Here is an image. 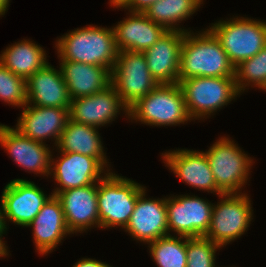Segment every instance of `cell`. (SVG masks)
<instances>
[{
  "label": "cell",
  "mask_w": 266,
  "mask_h": 267,
  "mask_svg": "<svg viewBox=\"0 0 266 267\" xmlns=\"http://www.w3.org/2000/svg\"><path fill=\"white\" fill-rule=\"evenodd\" d=\"M197 32L183 37L178 83L193 77H235V67L216 37L208 28Z\"/></svg>",
  "instance_id": "cell-1"
},
{
  "label": "cell",
  "mask_w": 266,
  "mask_h": 267,
  "mask_svg": "<svg viewBox=\"0 0 266 267\" xmlns=\"http://www.w3.org/2000/svg\"><path fill=\"white\" fill-rule=\"evenodd\" d=\"M58 59L114 68L118 50L114 31L108 27L89 25L74 29L55 42Z\"/></svg>",
  "instance_id": "cell-2"
},
{
  "label": "cell",
  "mask_w": 266,
  "mask_h": 267,
  "mask_svg": "<svg viewBox=\"0 0 266 267\" xmlns=\"http://www.w3.org/2000/svg\"><path fill=\"white\" fill-rule=\"evenodd\" d=\"M150 126H177L192 121L179 83L158 84L128 109V120Z\"/></svg>",
  "instance_id": "cell-3"
},
{
  "label": "cell",
  "mask_w": 266,
  "mask_h": 267,
  "mask_svg": "<svg viewBox=\"0 0 266 267\" xmlns=\"http://www.w3.org/2000/svg\"><path fill=\"white\" fill-rule=\"evenodd\" d=\"M146 189L130 178L108 172L98 182L97 202L99 228L125 229L138 196Z\"/></svg>",
  "instance_id": "cell-4"
},
{
  "label": "cell",
  "mask_w": 266,
  "mask_h": 267,
  "mask_svg": "<svg viewBox=\"0 0 266 267\" xmlns=\"http://www.w3.org/2000/svg\"><path fill=\"white\" fill-rule=\"evenodd\" d=\"M208 30L219 41L234 67L255 56L266 45V20L233 16L212 23Z\"/></svg>",
  "instance_id": "cell-5"
},
{
  "label": "cell",
  "mask_w": 266,
  "mask_h": 267,
  "mask_svg": "<svg viewBox=\"0 0 266 267\" xmlns=\"http://www.w3.org/2000/svg\"><path fill=\"white\" fill-rule=\"evenodd\" d=\"M179 85L194 121L209 118L240 96L235 77H193L182 80Z\"/></svg>",
  "instance_id": "cell-6"
},
{
  "label": "cell",
  "mask_w": 266,
  "mask_h": 267,
  "mask_svg": "<svg viewBox=\"0 0 266 267\" xmlns=\"http://www.w3.org/2000/svg\"><path fill=\"white\" fill-rule=\"evenodd\" d=\"M219 137L208 151H205L217 187L224 193H242L255 163L234 140Z\"/></svg>",
  "instance_id": "cell-7"
},
{
  "label": "cell",
  "mask_w": 266,
  "mask_h": 267,
  "mask_svg": "<svg viewBox=\"0 0 266 267\" xmlns=\"http://www.w3.org/2000/svg\"><path fill=\"white\" fill-rule=\"evenodd\" d=\"M248 195V193L219 195L220 200L213 205L210 226L204 237L224 247L244 235L254 214Z\"/></svg>",
  "instance_id": "cell-8"
},
{
  "label": "cell",
  "mask_w": 266,
  "mask_h": 267,
  "mask_svg": "<svg viewBox=\"0 0 266 267\" xmlns=\"http://www.w3.org/2000/svg\"><path fill=\"white\" fill-rule=\"evenodd\" d=\"M111 85L123 104L129 109L157 85L152 77L143 52L118 51L114 68L111 70Z\"/></svg>",
  "instance_id": "cell-9"
},
{
  "label": "cell",
  "mask_w": 266,
  "mask_h": 267,
  "mask_svg": "<svg viewBox=\"0 0 266 267\" xmlns=\"http://www.w3.org/2000/svg\"><path fill=\"white\" fill-rule=\"evenodd\" d=\"M213 203L195 195H173L166 197L169 235L202 237L207 233Z\"/></svg>",
  "instance_id": "cell-10"
},
{
  "label": "cell",
  "mask_w": 266,
  "mask_h": 267,
  "mask_svg": "<svg viewBox=\"0 0 266 267\" xmlns=\"http://www.w3.org/2000/svg\"><path fill=\"white\" fill-rule=\"evenodd\" d=\"M52 195L47 196L33 181L18 178L8 182L0 199L6 227V221L27 227Z\"/></svg>",
  "instance_id": "cell-11"
},
{
  "label": "cell",
  "mask_w": 266,
  "mask_h": 267,
  "mask_svg": "<svg viewBox=\"0 0 266 267\" xmlns=\"http://www.w3.org/2000/svg\"><path fill=\"white\" fill-rule=\"evenodd\" d=\"M60 157H51L52 176L58 187L53 189V195L70 188L89 186L99 182L109 171L91 156L79 153L58 151Z\"/></svg>",
  "instance_id": "cell-12"
},
{
  "label": "cell",
  "mask_w": 266,
  "mask_h": 267,
  "mask_svg": "<svg viewBox=\"0 0 266 267\" xmlns=\"http://www.w3.org/2000/svg\"><path fill=\"white\" fill-rule=\"evenodd\" d=\"M161 156L165 166L183 183L208 193H216L218 196L224 194L216 185L204 151L176 149L166 151Z\"/></svg>",
  "instance_id": "cell-13"
},
{
  "label": "cell",
  "mask_w": 266,
  "mask_h": 267,
  "mask_svg": "<svg viewBox=\"0 0 266 267\" xmlns=\"http://www.w3.org/2000/svg\"><path fill=\"white\" fill-rule=\"evenodd\" d=\"M122 112L128 118V108L112 85L90 96L71 100L69 119L96 128L110 124ZM120 112V113H119Z\"/></svg>",
  "instance_id": "cell-14"
},
{
  "label": "cell",
  "mask_w": 266,
  "mask_h": 267,
  "mask_svg": "<svg viewBox=\"0 0 266 267\" xmlns=\"http://www.w3.org/2000/svg\"><path fill=\"white\" fill-rule=\"evenodd\" d=\"M0 145L26 172L49 177L53 154L48 144L32 140L14 127L0 124Z\"/></svg>",
  "instance_id": "cell-15"
},
{
  "label": "cell",
  "mask_w": 266,
  "mask_h": 267,
  "mask_svg": "<svg viewBox=\"0 0 266 267\" xmlns=\"http://www.w3.org/2000/svg\"><path fill=\"white\" fill-rule=\"evenodd\" d=\"M124 231L137 242L146 244L169 235L166 197L147 198L146 189L138 196Z\"/></svg>",
  "instance_id": "cell-16"
},
{
  "label": "cell",
  "mask_w": 266,
  "mask_h": 267,
  "mask_svg": "<svg viewBox=\"0 0 266 267\" xmlns=\"http://www.w3.org/2000/svg\"><path fill=\"white\" fill-rule=\"evenodd\" d=\"M97 192L98 182L56 194L71 234L84 233L93 227L99 228Z\"/></svg>",
  "instance_id": "cell-17"
},
{
  "label": "cell",
  "mask_w": 266,
  "mask_h": 267,
  "mask_svg": "<svg viewBox=\"0 0 266 267\" xmlns=\"http://www.w3.org/2000/svg\"><path fill=\"white\" fill-rule=\"evenodd\" d=\"M18 118L16 127L22 135L45 143L53 139L57 145L69 119L70 108L37 107L26 104Z\"/></svg>",
  "instance_id": "cell-18"
},
{
  "label": "cell",
  "mask_w": 266,
  "mask_h": 267,
  "mask_svg": "<svg viewBox=\"0 0 266 267\" xmlns=\"http://www.w3.org/2000/svg\"><path fill=\"white\" fill-rule=\"evenodd\" d=\"M184 35L183 31L167 30L143 52L149 71L158 84L178 83Z\"/></svg>",
  "instance_id": "cell-19"
},
{
  "label": "cell",
  "mask_w": 266,
  "mask_h": 267,
  "mask_svg": "<svg viewBox=\"0 0 266 267\" xmlns=\"http://www.w3.org/2000/svg\"><path fill=\"white\" fill-rule=\"evenodd\" d=\"M27 104L37 107L70 108L71 99L61 69L49 62L26 79Z\"/></svg>",
  "instance_id": "cell-20"
},
{
  "label": "cell",
  "mask_w": 266,
  "mask_h": 267,
  "mask_svg": "<svg viewBox=\"0 0 266 267\" xmlns=\"http://www.w3.org/2000/svg\"><path fill=\"white\" fill-rule=\"evenodd\" d=\"M32 227L33 240L39 255H46L58 247L70 231L66 225L62 205L56 195H52L40 212L27 226Z\"/></svg>",
  "instance_id": "cell-21"
},
{
  "label": "cell",
  "mask_w": 266,
  "mask_h": 267,
  "mask_svg": "<svg viewBox=\"0 0 266 267\" xmlns=\"http://www.w3.org/2000/svg\"><path fill=\"white\" fill-rule=\"evenodd\" d=\"M128 13L127 18L112 27L118 51L144 52L167 31L162 25L150 20L145 13Z\"/></svg>",
  "instance_id": "cell-22"
},
{
  "label": "cell",
  "mask_w": 266,
  "mask_h": 267,
  "mask_svg": "<svg viewBox=\"0 0 266 267\" xmlns=\"http://www.w3.org/2000/svg\"><path fill=\"white\" fill-rule=\"evenodd\" d=\"M59 63L71 100L90 96L111 85V71L104 66L63 59Z\"/></svg>",
  "instance_id": "cell-23"
},
{
  "label": "cell",
  "mask_w": 266,
  "mask_h": 267,
  "mask_svg": "<svg viewBox=\"0 0 266 267\" xmlns=\"http://www.w3.org/2000/svg\"><path fill=\"white\" fill-rule=\"evenodd\" d=\"M97 129L68 119L55 148L61 152L79 153L96 158L110 172L112 170L108 168L110 164Z\"/></svg>",
  "instance_id": "cell-24"
},
{
  "label": "cell",
  "mask_w": 266,
  "mask_h": 267,
  "mask_svg": "<svg viewBox=\"0 0 266 267\" xmlns=\"http://www.w3.org/2000/svg\"><path fill=\"white\" fill-rule=\"evenodd\" d=\"M2 51L0 62L25 80L48 63L46 51L29 39L15 42Z\"/></svg>",
  "instance_id": "cell-25"
},
{
  "label": "cell",
  "mask_w": 266,
  "mask_h": 267,
  "mask_svg": "<svg viewBox=\"0 0 266 267\" xmlns=\"http://www.w3.org/2000/svg\"><path fill=\"white\" fill-rule=\"evenodd\" d=\"M202 4L203 0H159L152 4L145 14L166 30L188 32L191 30L178 25L196 13Z\"/></svg>",
  "instance_id": "cell-26"
},
{
  "label": "cell",
  "mask_w": 266,
  "mask_h": 267,
  "mask_svg": "<svg viewBox=\"0 0 266 267\" xmlns=\"http://www.w3.org/2000/svg\"><path fill=\"white\" fill-rule=\"evenodd\" d=\"M148 250L157 267H186V237L166 235L148 243Z\"/></svg>",
  "instance_id": "cell-27"
},
{
  "label": "cell",
  "mask_w": 266,
  "mask_h": 267,
  "mask_svg": "<svg viewBox=\"0 0 266 267\" xmlns=\"http://www.w3.org/2000/svg\"><path fill=\"white\" fill-rule=\"evenodd\" d=\"M235 81L240 94L250 85L266 91V45L255 56L235 67Z\"/></svg>",
  "instance_id": "cell-28"
},
{
  "label": "cell",
  "mask_w": 266,
  "mask_h": 267,
  "mask_svg": "<svg viewBox=\"0 0 266 267\" xmlns=\"http://www.w3.org/2000/svg\"><path fill=\"white\" fill-rule=\"evenodd\" d=\"M0 100L14 107L27 104L26 80L17 76L0 62Z\"/></svg>",
  "instance_id": "cell-29"
},
{
  "label": "cell",
  "mask_w": 266,
  "mask_h": 267,
  "mask_svg": "<svg viewBox=\"0 0 266 267\" xmlns=\"http://www.w3.org/2000/svg\"><path fill=\"white\" fill-rule=\"evenodd\" d=\"M222 249L211 239L202 237H186V267H217L216 251Z\"/></svg>",
  "instance_id": "cell-30"
},
{
  "label": "cell",
  "mask_w": 266,
  "mask_h": 267,
  "mask_svg": "<svg viewBox=\"0 0 266 267\" xmlns=\"http://www.w3.org/2000/svg\"><path fill=\"white\" fill-rule=\"evenodd\" d=\"M159 0H131L124 9L131 12L145 13L148 8Z\"/></svg>",
  "instance_id": "cell-31"
},
{
  "label": "cell",
  "mask_w": 266,
  "mask_h": 267,
  "mask_svg": "<svg viewBox=\"0 0 266 267\" xmlns=\"http://www.w3.org/2000/svg\"><path fill=\"white\" fill-rule=\"evenodd\" d=\"M72 267H112L108 263H104L92 258H82Z\"/></svg>",
  "instance_id": "cell-32"
},
{
  "label": "cell",
  "mask_w": 266,
  "mask_h": 267,
  "mask_svg": "<svg viewBox=\"0 0 266 267\" xmlns=\"http://www.w3.org/2000/svg\"><path fill=\"white\" fill-rule=\"evenodd\" d=\"M3 234H6V233H0V257H7L8 254H9V250H8V246L6 245L5 241H3Z\"/></svg>",
  "instance_id": "cell-33"
},
{
  "label": "cell",
  "mask_w": 266,
  "mask_h": 267,
  "mask_svg": "<svg viewBox=\"0 0 266 267\" xmlns=\"http://www.w3.org/2000/svg\"><path fill=\"white\" fill-rule=\"evenodd\" d=\"M110 2V6L114 7V8H117L118 7L120 9H123L131 0H109Z\"/></svg>",
  "instance_id": "cell-34"
},
{
  "label": "cell",
  "mask_w": 266,
  "mask_h": 267,
  "mask_svg": "<svg viewBox=\"0 0 266 267\" xmlns=\"http://www.w3.org/2000/svg\"><path fill=\"white\" fill-rule=\"evenodd\" d=\"M10 0H0V17L5 15L9 7Z\"/></svg>",
  "instance_id": "cell-35"
},
{
  "label": "cell",
  "mask_w": 266,
  "mask_h": 267,
  "mask_svg": "<svg viewBox=\"0 0 266 267\" xmlns=\"http://www.w3.org/2000/svg\"><path fill=\"white\" fill-rule=\"evenodd\" d=\"M6 232H7V227L4 222L2 206L0 204V233H6Z\"/></svg>",
  "instance_id": "cell-36"
}]
</instances>
